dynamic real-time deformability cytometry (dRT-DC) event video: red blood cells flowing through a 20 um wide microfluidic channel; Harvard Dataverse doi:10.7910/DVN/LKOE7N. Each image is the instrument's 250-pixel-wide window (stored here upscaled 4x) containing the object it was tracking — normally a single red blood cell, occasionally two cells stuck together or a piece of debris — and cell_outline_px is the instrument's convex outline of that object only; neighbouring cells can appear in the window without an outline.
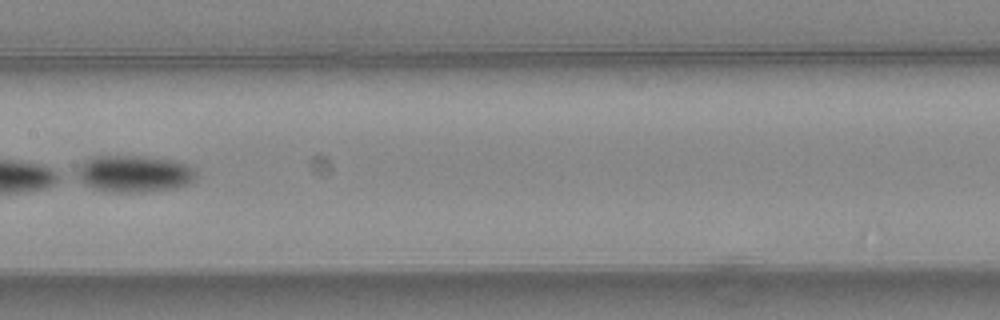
{"species": "common noctule bat (a hibernating species)", "species_latin": "Nyctalus noctula", "temperature_condition": "warm", "stored_images_in_passage": 8, "camera_frame_rate_fps": 3000, "um_per_image_px": 0.085, "animal": {"sex": "female", "body_mass_g": 24.6, "forearm_length_mm": 56.2}, "frame": {"image": 1, "passage_image": 8, "time_ms": 2.333, "image_size_px": [1000, 320], "cell_outline_px": [[196, 176], [188, 184], [176, 188], [144, 192], [112, 192], [92, 188], [84, 184], [72, 176], [72, 172], [84, 160], [92, 156], [148, 156], [176, 160], [188, 164], [196, 168]], "centroid_in_image_um": [11.35, 14.75], "position_along_channel_um": 196.0, "area_um2": 26.41}}